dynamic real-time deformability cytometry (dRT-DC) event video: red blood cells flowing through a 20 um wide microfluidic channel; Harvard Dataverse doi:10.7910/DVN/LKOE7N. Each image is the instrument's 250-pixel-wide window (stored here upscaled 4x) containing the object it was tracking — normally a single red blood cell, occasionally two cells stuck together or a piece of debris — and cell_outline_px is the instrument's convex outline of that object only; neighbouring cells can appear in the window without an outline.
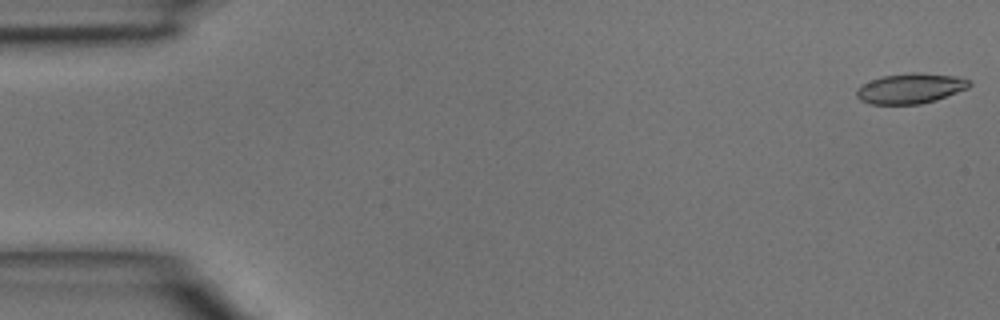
{"species": "common noctule bat (a hibernating species)", "species_latin": "Nyctalus noctula", "temperature_condition": "room temperature", "stored_images_in_passage": 44, "camera_frame_rate_fps": 3000, "um_per_image_px": 0.085, "animal": {"sex": "male", "body_mass_g": 15.6}, "frame": {"image": 1, "passage_image": 1, "time_ms": 0.0, "image_size_px": [1000, 320], "cell_outline_px": [[972, 84], [968, 88], [936, 100], [920, 104], [868, 104], [860, 100], [856, 96], [856, 88], [872, 80], [884, 76], [912, 72], [916, 72], [956, 76], [972, 80]], "centroid_in_image_um": [77.41, 7.52], "position_along_channel_um": 7.6, "area_um2": 19.88}}
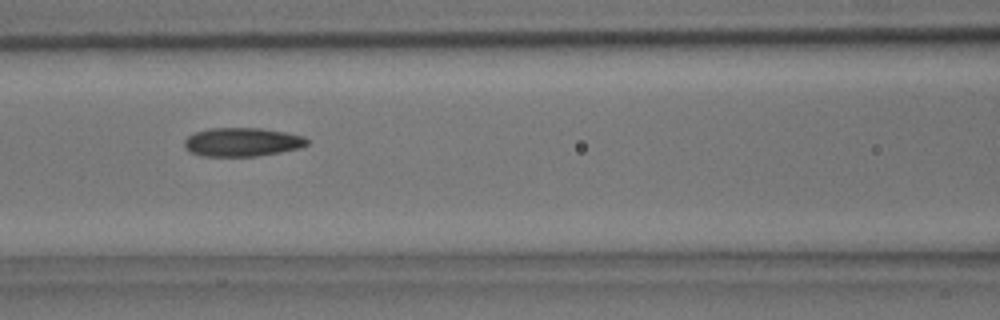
{"frame": {"image": 2, "passage_image": 19, "time_ms": 6.0, "image_size_px": [1000, 320], "cell_outline_px": [[308, 144], [300, 148], [280, 152], [256, 156], [200, 156], [188, 152], [184, 148], [184, 140], [188, 136], [196, 132], [208, 128], [260, 128], [284, 132], [304, 136], [308, 140]], "centroid_in_image_um": [20.55, 12.08], "position_along_channel_um": 146.1, "area_um2": 20.63}}
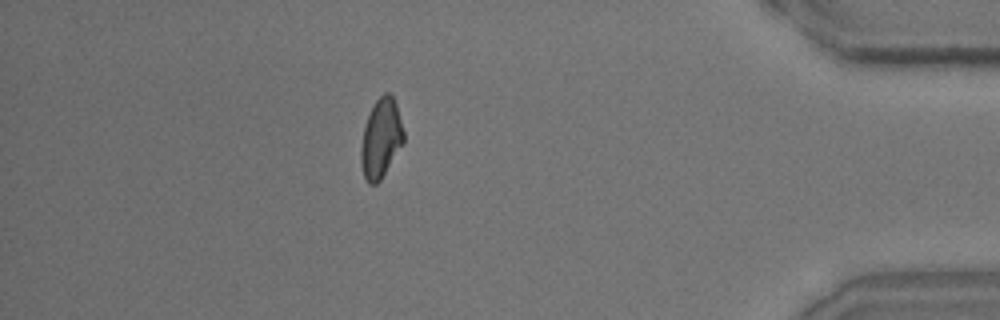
{"frame": {"image": 3, "passage_image": 39, "time_ms": 12.667, "image_size_px": [1000, 320], "cell_outline_px": [[404, 144], [380, 180], [376, 184], [368, 184], [364, 176], [360, 160], [360, 148], [364, 128], [368, 116], [376, 100], [384, 92], [392, 92], [396, 104], [404, 132]], "centroid_in_image_um": [32.39, 11.76], "position_along_channel_um": 402.8, "area_um2": 19.77}}